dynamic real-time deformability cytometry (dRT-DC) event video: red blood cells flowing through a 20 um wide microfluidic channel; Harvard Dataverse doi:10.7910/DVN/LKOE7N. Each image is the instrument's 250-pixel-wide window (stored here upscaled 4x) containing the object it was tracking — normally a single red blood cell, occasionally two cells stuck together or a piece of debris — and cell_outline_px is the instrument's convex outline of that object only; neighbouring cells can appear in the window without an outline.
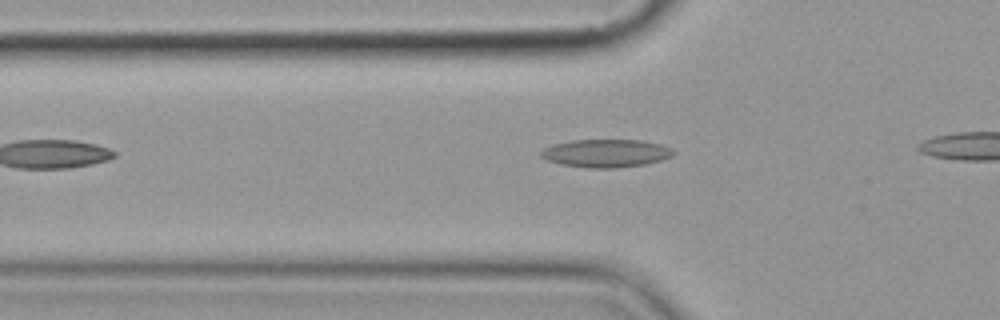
{"species": "common noctule bat (a hibernating species)", "species_latin": "Nyctalus noctula", "temperature_condition": "cold", "stored_images_in_passage": 5, "camera_frame_rate_fps": 3000, "um_per_image_px": 0.085, "animal": {"sex": "female", "body_mass_g": 19.9}, "frame": {"image": 1, "passage_image": 3, "time_ms": 2.333, "image_size_px": [1000, 320], "cell_outline_px": [[676, 152], [672, 156], [660, 160], [644, 164], [616, 168], [588, 168], [560, 164], [544, 160], [540, 156], [540, 152], [544, 148], [556, 144], [572, 140], [640, 140], [660, 144], [672, 148]], "centroid_in_image_um": [51.49, 13.03], "position_along_channel_um": 74.3, "area_um2": 21.62}}